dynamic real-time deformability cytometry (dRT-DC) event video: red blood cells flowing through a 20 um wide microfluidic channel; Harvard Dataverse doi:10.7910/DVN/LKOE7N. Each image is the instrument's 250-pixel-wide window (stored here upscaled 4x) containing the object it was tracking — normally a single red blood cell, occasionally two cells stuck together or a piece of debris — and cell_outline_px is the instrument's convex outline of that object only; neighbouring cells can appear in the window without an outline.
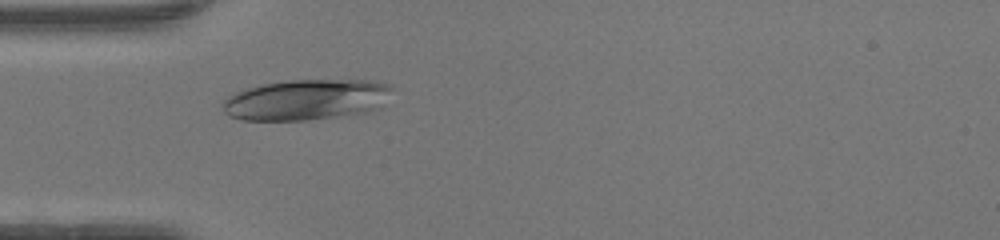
{"species": "human", "species_latin": "Homo sapiens", "temperature_condition": "warm", "stored_images_in_passage": 26, "camera_frame_rate_fps": 3000, "um_per_image_px": 0.085, "donor": {"sex": "female"}, "frame": {"image": 1, "passage_image": 1, "time_ms": 0.0, "image_size_px": [1000, 240], "cell_outline_px": [[392, 88], [380, 108], [368, 112], [308, 120], [240, 120], [228, 116], [224, 112], [220, 104], [228, 96], [236, 92], [248, 88], [264, 84], [292, 80], [368, 80], [392, 84]], "centroid_in_image_um": [26.01, 8.48], "position_along_channel_um": 59.0, "area_um2": 40.23}}
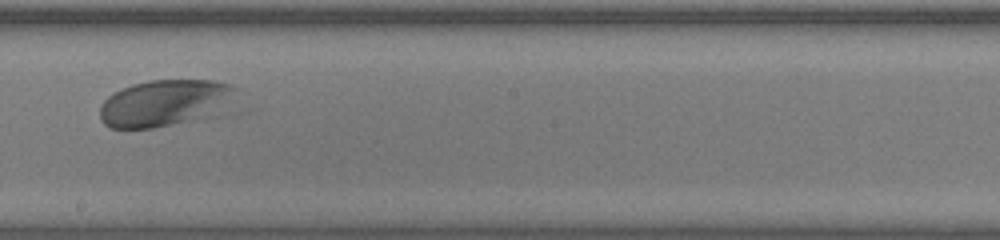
{"frame": {"image": 2, "passage_image": 14, "time_ms": 4.333, "image_size_px": [1000, 240], "cell_outline_px": [[240, 88], [220, 112], [216, 116], [152, 128], [112, 128], [104, 124], [100, 120], [100, 108], [104, 100], [108, 96], [132, 84], [148, 80], [212, 80], [232, 84]], "centroid_in_image_um": [14.05, 8.75], "position_along_channel_um": 234.2, "area_um2": 37.22}}
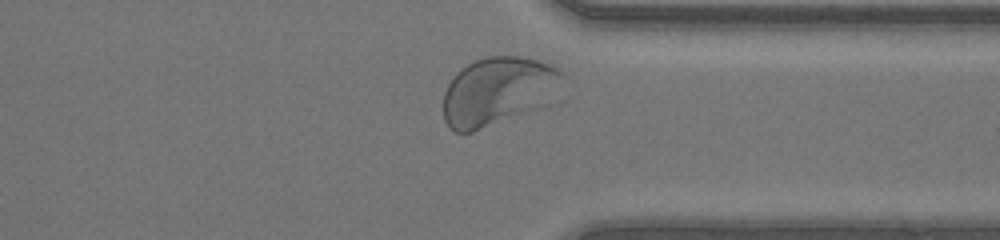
{"frame": {"image": 3, "passage_image": 24, "time_ms": 7.667, "image_size_px": [1000, 240], "cell_outline_px": [[568, 76], [564, 100], [560, 104], [548, 108], [472, 132], [456, 132], [448, 128], [444, 120], [444, 92], [448, 84], [456, 72], [460, 68], [476, 60], [488, 56], [516, 56], [536, 60], [548, 64], [564, 72]], "centroid_in_image_um": [42.56, 7.8], "position_along_channel_um": 368.8, "area_um2": 50.34}}